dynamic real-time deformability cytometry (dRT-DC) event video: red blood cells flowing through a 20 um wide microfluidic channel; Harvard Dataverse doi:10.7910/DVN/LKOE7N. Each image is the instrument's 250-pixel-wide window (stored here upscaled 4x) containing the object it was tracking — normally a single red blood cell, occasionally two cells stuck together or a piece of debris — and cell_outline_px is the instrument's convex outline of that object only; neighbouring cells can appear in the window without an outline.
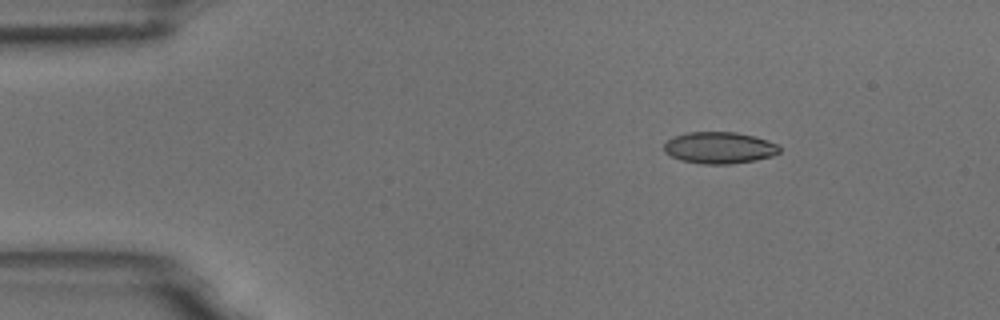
{"species": "common noctule bat (a hibernating species)", "species_latin": "Nyctalus noctula", "temperature_condition": "room temperature", "stored_images_in_passage": 4, "camera_frame_rate_fps": 3000, "um_per_image_px": 0.085, "animal": {"sex": "male", "body_mass_g": 18.8}, "frame": {"image": 1, "passage_image": 1, "time_ms": 0.0, "image_size_px": [1000, 320], "cell_outline_px": [[780, 152], [772, 156], [756, 160], [732, 164], [700, 164], [680, 160], [664, 152], [664, 144], [668, 140], [676, 136], [688, 132], [736, 132], [756, 136], [768, 140], [776, 144], [780, 148]], "centroid_in_image_um": [61.16, 12.56], "position_along_channel_um": 23.8, "area_um2": 21.39}}
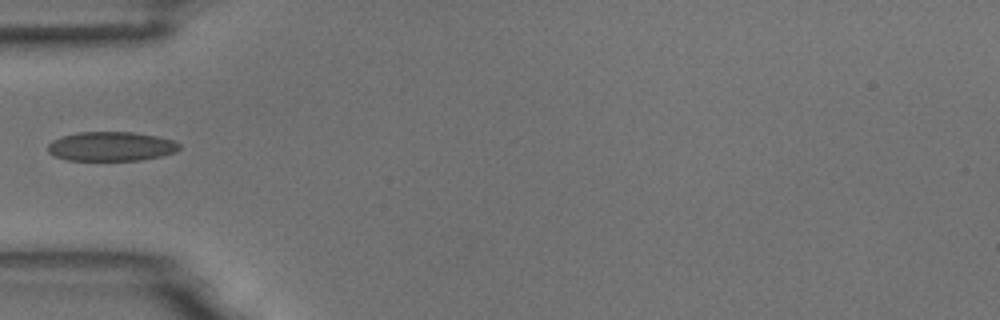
{"frame": {"image": 2, "passage_image": 4, "time_ms": 1.0, "image_size_px": [1000, 320], "cell_outline_px": [[180, 148], [176, 152], [160, 156], [140, 160], [68, 160], [56, 156], [48, 152], [48, 144], [52, 140], [60, 136], [76, 132], [132, 132], [156, 136], [172, 140], [180, 144]], "centroid_in_image_um": [9.42, 12.44], "position_along_channel_um": 75.6, "area_um2": 22.43}}